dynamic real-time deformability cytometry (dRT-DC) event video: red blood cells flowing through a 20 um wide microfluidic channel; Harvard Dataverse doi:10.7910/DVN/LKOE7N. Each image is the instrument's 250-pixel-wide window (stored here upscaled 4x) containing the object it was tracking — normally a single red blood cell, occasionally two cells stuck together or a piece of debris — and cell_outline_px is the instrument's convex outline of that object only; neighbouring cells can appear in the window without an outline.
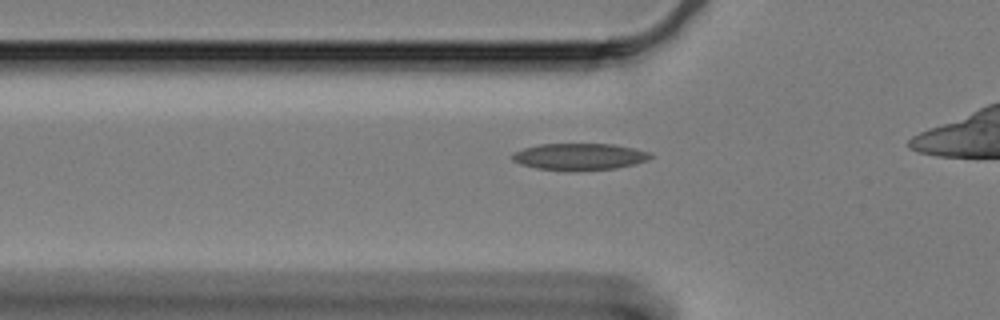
{"species": "Egyptian fruit bat (a non-hibernating species)", "species_latin": "Rousettus aegyptiacus", "temperature_condition": "cold", "stored_images_in_passage": 48, "camera_frame_rate_fps": 3000, "um_per_image_px": 0.085, "animal": {"sex": "female"}, "frame": {"image": 1, "passage_image": 7, "time_ms": 2.0, "image_size_px": [1000, 320], "cell_outline_px": [[652, 156], [648, 160], [636, 164], [616, 168], [576, 172], [564, 172], [536, 168], [520, 164], [512, 160], [512, 152], [524, 148], [540, 144], [612, 144], [652, 152]], "centroid_in_image_um": [49.24, 13.34], "position_along_channel_um": 76.6, "area_um2": 22.02}}
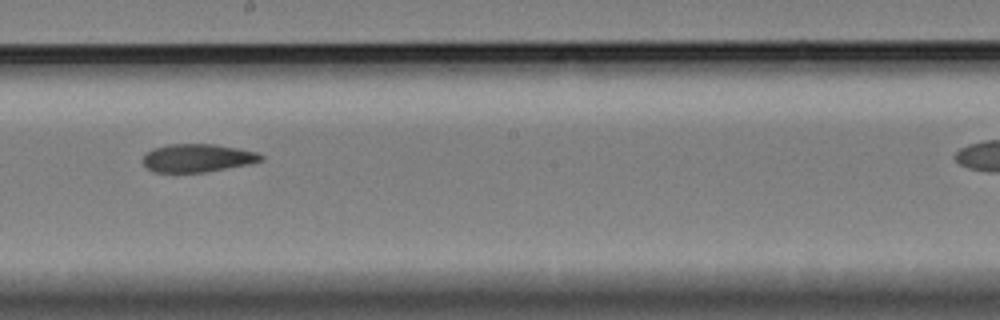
{"frame": {"image": 2, "passage_image": 21, "time_ms": 6.667, "image_size_px": [1000, 320], "cell_outline_px": [[264, 160], [252, 164], [204, 172], [152, 172], [140, 160], [144, 152], [152, 148], [168, 144], [212, 144], [236, 148], [256, 152], [264, 156]], "centroid_in_image_um": [16.75, 13.43], "position_along_channel_um": 231.5, "area_um2": 19.59}}
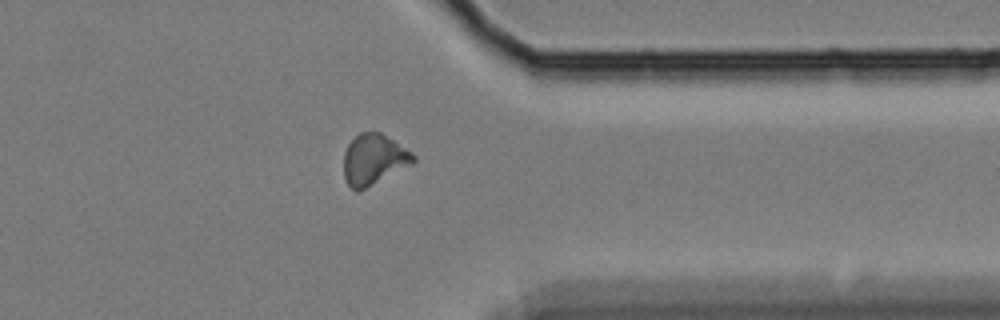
{"frame": {"image": 3, "passage_image": 35, "time_ms": 11.333, "image_size_px": [1000, 320], "cell_outline_px": [[416, 160], [412, 164], [356, 192], [348, 184], [344, 176], [344, 152], [348, 144], [360, 132], [380, 132], [412, 152], [416, 156]], "centroid_in_image_um": [31.76, 13.54], "position_along_channel_um": 379.6, "area_um2": 20.17}, "authors_computed_cell_mechanics": {"area_um2": 19.9121, "velocity_mm_per_s": 3.3023, "shape_relaxation_time_tau1_ms": null, "shape_relaxation_time_tau2_ms": 3.8633, "deformation_change_tau1": null, "deformation_change_tau2": 0.1106}}